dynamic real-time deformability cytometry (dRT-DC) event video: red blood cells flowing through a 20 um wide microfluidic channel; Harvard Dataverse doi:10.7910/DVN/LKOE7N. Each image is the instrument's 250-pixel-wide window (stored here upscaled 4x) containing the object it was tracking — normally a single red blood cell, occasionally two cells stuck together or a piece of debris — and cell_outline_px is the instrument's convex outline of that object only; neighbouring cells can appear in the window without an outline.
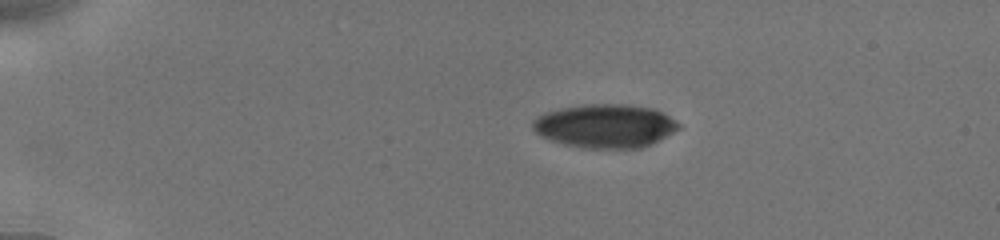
{"species": "human", "species_latin": "Homo sapiens", "temperature_condition": "cold", "stored_images_in_passage": 13, "camera_frame_rate_fps": 3000, "um_per_image_px": 0.085, "donor": {"sex": "male"}, "frame": {"image": 1, "passage_image": 1, "time_ms": 0.0, "image_size_px": [1000, 240], "cell_outline_px": [[680, 128], [652, 144], [640, 148], [584, 148], [564, 144], [552, 140], [536, 132], [532, 128], [532, 120], [536, 116], [560, 108], [584, 104], [628, 104], [656, 108], [664, 112], [676, 120], [680, 124]], "centroid_in_image_um": [51.48, 10.69], "position_along_channel_um": 33.5, "area_um2": 37.28}}
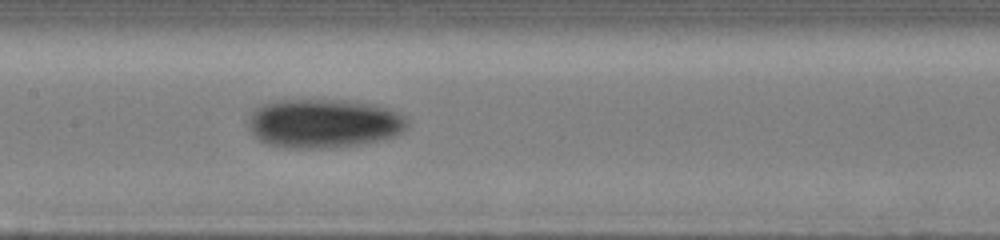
{"frame": {"image": 2, "passage_image": 8, "time_ms": 5.667, "image_size_px": [1000, 240], "cell_outline_px": [[408, 128], [396, 136], [360, 144], [332, 148], [284, 148], [268, 144], [260, 140], [248, 128], [248, 120], [252, 112], [256, 108], [272, 100], [348, 100], [376, 104], [400, 112], [408, 120]], "centroid_in_image_um": [27.55, 10.48], "position_along_channel_um": 179.9, "area_um2": 45.89}}
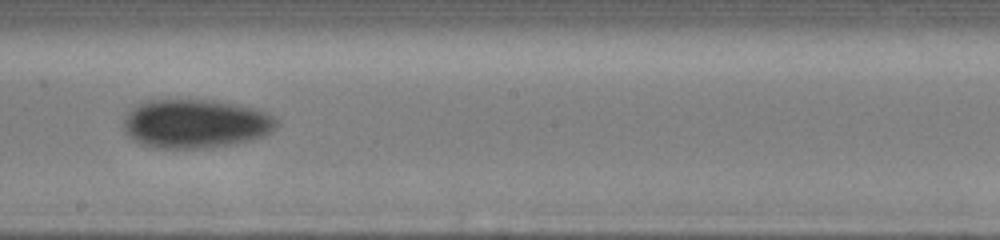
{"frame": {"image": 3, "passage_image": 11, "time_ms": 7.0, "image_size_px": [1000, 240], "cell_outline_px": [[276, 124], [264, 136], [232, 144], [204, 148], [152, 148], [140, 144], [128, 136], [124, 132], [124, 120], [128, 112], [132, 108], [148, 100], [212, 100], [240, 104], [256, 108], [268, 112], [276, 120]], "centroid_in_image_um": [16.59, 10.51], "position_along_channel_um": 231.6, "area_um2": 43.52}}